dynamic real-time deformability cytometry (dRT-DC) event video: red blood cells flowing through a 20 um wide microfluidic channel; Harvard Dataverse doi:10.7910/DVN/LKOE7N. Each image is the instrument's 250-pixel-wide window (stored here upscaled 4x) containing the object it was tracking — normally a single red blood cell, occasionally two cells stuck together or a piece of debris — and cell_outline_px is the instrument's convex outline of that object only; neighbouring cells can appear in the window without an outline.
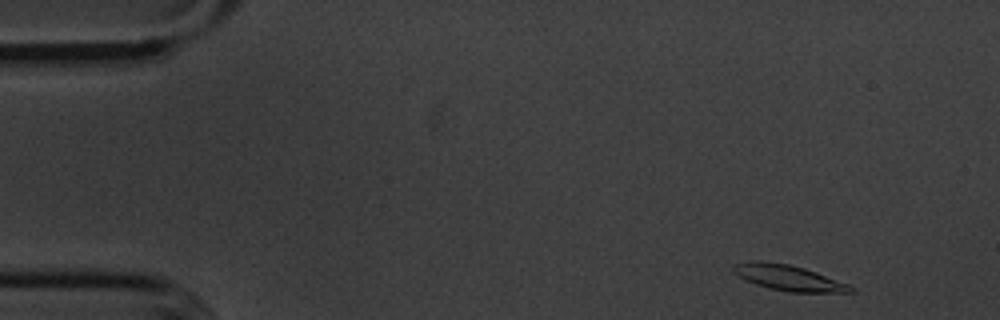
{"species": "common noctule bat (a hibernating species)", "species_latin": "Nyctalus noctula", "temperature_condition": "cold", "stored_images_in_passage": 53, "camera_frame_rate_fps": 3000, "um_per_image_px": 0.085, "animal": {"sex": "male", "body_mass_g": 20.1, "forearm_length_mm": 53.5}, "frame": {"image": 1, "passage_image": 2, "time_ms": 0.333, "image_size_px": [1000, 320], "cell_outline_px": [[856, 292], [792, 292], [772, 288], [756, 284], [744, 280], [732, 272], [732, 264], [752, 260], [764, 260], [788, 264], [804, 268], [816, 272], [848, 284], [856, 288]], "centroid_in_image_um": [66.98, 23.59], "position_along_channel_um": 18.0, "area_um2": 17.57}}
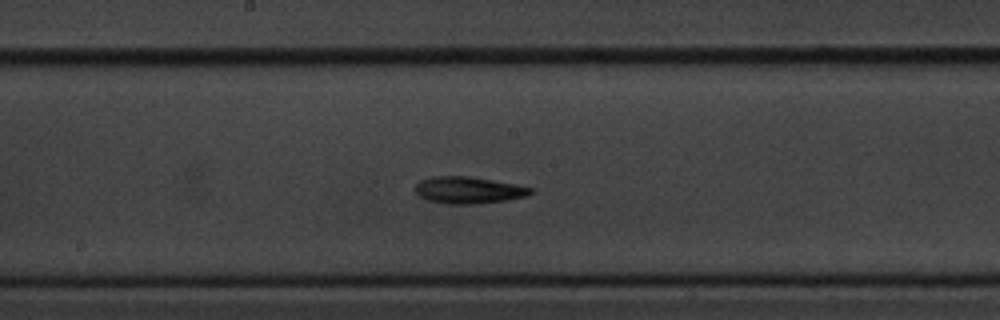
{"frame": {"image": 2, "passage_image": 26, "time_ms": 8.333, "image_size_px": [1000, 320], "cell_outline_px": [[532, 192], [528, 196], [504, 200], [476, 204], [448, 204], [428, 200], [420, 196], [412, 188], [420, 180], [432, 176], [468, 176], [492, 180], [532, 188]], "centroid_in_image_um": [39.76, 16.16], "position_along_channel_um": 208.4, "area_um2": 17.92}}
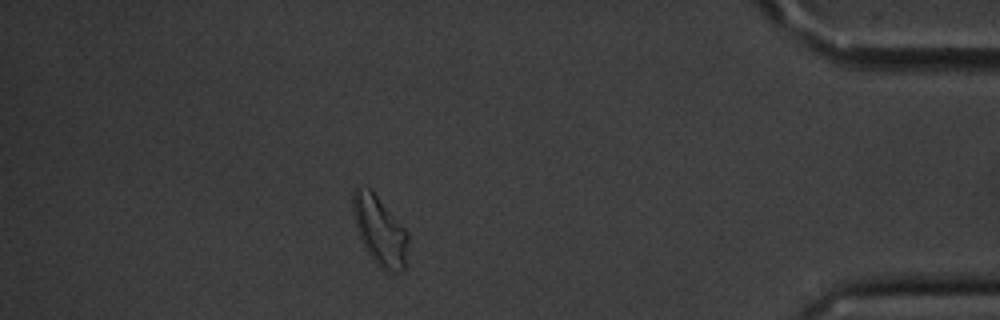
{"frame": {"image": 3, "passage_image": 46, "time_ms": 15.0, "image_size_px": [1000, 320], "cell_outline_px": [[408, 240], [404, 268], [400, 272], [388, 272], [376, 264], [364, 248], [360, 240], [356, 228], [352, 212], [352, 192], [356, 188], [368, 188], [376, 196], [408, 232]], "centroid_in_image_um": [32.25, 19.64], "position_along_channel_um": 403.0, "area_um2": 21.96}, "authors_computed_cell_mechanics": {"area_um2": 17.7446, "velocity_mm_per_s": 3.5663, "shape_relaxation_time_tau1_ms": 3.7973, "shape_relaxation_time_tau2_ms": null, "deformation_change_tau1": 0.1172, "deformation_change_tau2": null}}